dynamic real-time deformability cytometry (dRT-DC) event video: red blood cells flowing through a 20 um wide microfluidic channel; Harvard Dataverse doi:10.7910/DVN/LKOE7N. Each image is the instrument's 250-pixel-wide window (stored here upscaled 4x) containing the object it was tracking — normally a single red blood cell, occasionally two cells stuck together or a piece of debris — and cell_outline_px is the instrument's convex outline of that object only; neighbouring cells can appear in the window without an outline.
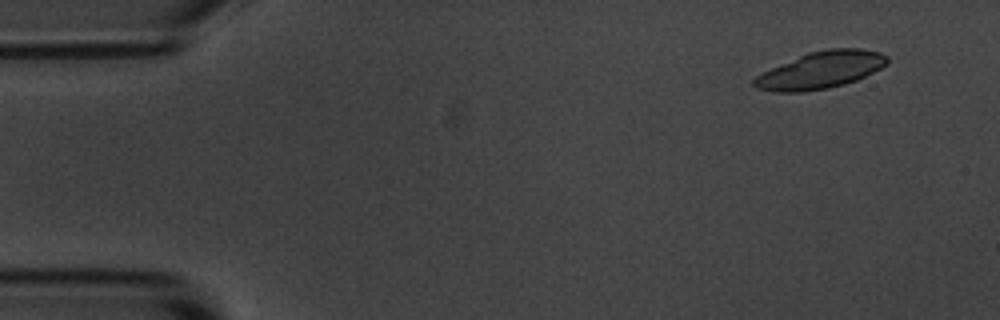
{"species": "common noctule bat (a hibernating species)", "species_latin": "Nyctalus noctula", "temperature_condition": "room temperature", "stored_images_in_passage": 4, "camera_frame_rate_fps": 3000, "um_per_image_px": 0.085, "animal": {"sex": "male", "body_mass_g": 20.1, "forearm_length_mm": 53.5}, "frame": {"image": 1, "passage_image": 1, "time_ms": 0.0, "image_size_px": [1000, 320], "cell_outline_px": [[888, 64], [856, 80], [844, 84], [828, 88], [804, 92], [772, 92], [756, 88], [752, 84], [752, 80], [756, 76], [772, 68], [808, 52], [828, 48], [860, 48], [880, 52], [888, 56]], "centroid_in_image_um": [69.76, 5.96], "position_along_channel_um": 15.2, "area_um2": 28.61}}